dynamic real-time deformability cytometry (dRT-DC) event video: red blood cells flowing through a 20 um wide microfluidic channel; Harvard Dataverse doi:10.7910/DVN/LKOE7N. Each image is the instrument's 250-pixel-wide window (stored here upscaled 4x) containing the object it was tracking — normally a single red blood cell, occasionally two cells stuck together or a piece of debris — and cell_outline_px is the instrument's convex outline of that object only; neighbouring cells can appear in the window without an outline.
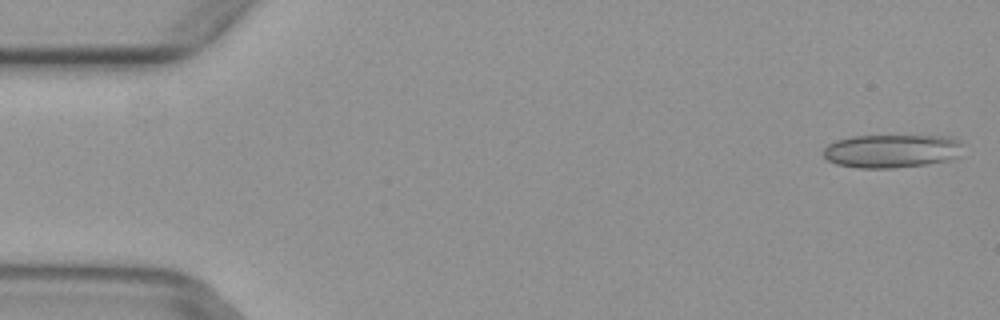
{"species": "common noctule bat (a hibernating species)", "species_latin": "Nyctalus noctula", "temperature_condition": "warm", "stored_images_in_passage": 5, "camera_frame_rate_fps": 3000, "um_per_image_px": 0.085, "animal": {"sex": "female", "body_mass_g": 29.2, "forearm_length_mm": 56.3}, "frame": {"image": 1, "passage_image": 1, "time_ms": 0.0, "image_size_px": [1000, 320], "cell_outline_px": [[960, 156], [952, 160], [928, 164], [896, 168], [856, 168], [836, 164], [828, 160], [824, 156], [824, 148], [828, 144], [836, 140], [852, 136], [948, 136], [960, 140]], "centroid_in_image_um": [75.8, 12.84], "position_along_channel_um": 9.2, "area_um2": 27.4}}